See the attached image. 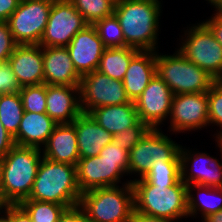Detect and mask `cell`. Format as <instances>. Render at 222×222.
I'll list each match as a JSON object with an SVG mask.
<instances>
[{
	"mask_svg": "<svg viewBox=\"0 0 222 222\" xmlns=\"http://www.w3.org/2000/svg\"><path fill=\"white\" fill-rule=\"evenodd\" d=\"M93 26L105 48L127 47L119 20L114 13L96 21Z\"/></svg>",
	"mask_w": 222,
	"mask_h": 222,
	"instance_id": "cell-30",
	"label": "cell"
},
{
	"mask_svg": "<svg viewBox=\"0 0 222 222\" xmlns=\"http://www.w3.org/2000/svg\"><path fill=\"white\" fill-rule=\"evenodd\" d=\"M21 86L15 74L7 63H0V95L4 93H16Z\"/></svg>",
	"mask_w": 222,
	"mask_h": 222,
	"instance_id": "cell-37",
	"label": "cell"
},
{
	"mask_svg": "<svg viewBox=\"0 0 222 222\" xmlns=\"http://www.w3.org/2000/svg\"><path fill=\"white\" fill-rule=\"evenodd\" d=\"M58 222H91L84 211L79 207L75 206L66 209L63 214L59 217Z\"/></svg>",
	"mask_w": 222,
	"mask_h": 222,
	"instance_id": "cell-38",
	"label": "cell"
},
{
	"mask_svg": "<svg viewBox=\"0 0 222 222\" xmlns=\"http://www.w3.org/2000/svg\"><path fill=\"white\" fill-rule=\"evenodd\" d=\"M158 51L156 75L169 86L173 95L208 92L216 81L205 70L187 60L178 49L174 54Z\"/></svg>",
	"mask_w": 222,
	"mask_h": 222,
	"instance_id": "cell-6",
	"label": "cell"
},
{
	"mask_svg": "<svg viewBox=\"0 0 222 222\" xmlns=\"http://www.w3.org/2000/svg\"><path fill=\"white\" fill-rule=\"evenodd\" d=\"M215 140L222 159V139ZM194 150L182 145L180 147L182 181L186 185L198 184L222 188V162L207 152Z\"/></svg>",
	"mask_w": 222,
	"mask_h": 222,
	"instance_id": "cell-13",
	"label": "cell"
},
{
	"mask_svg": "<svg viewBox=\"0 0 222 222\" xmlns=\"http://www.w3.org/2000/svg\"><path fill=\"white\" fill-rule=\"evenodd\" d=\"M187 191L188 217L195 218L201 214L203 220L208 215L222 210V188L190 184L187 185Z\"/></svg>",
	"mask_w": 222,
	"mask_h": 222,
	"instance_id": "cell-25",
	"label": "cell"
},
{
	"mask_svg": "<svg viewBox=\"0 0 222 222\" xmlns=\"http://www.w3.org/2000/svg\"><path fill=\"white\" fill-rule=\"evenodd\" d=\"M42 150L48 160L77 166L79 150L74 123L57 124Z\"/></svg>",
	"mask_w": 222,
	"mask_h": 222,
	"instance_id": "cell-20",
	"label": "cell"
},
{
	"mask_svg": "<svg viewBox=\"0 0 222 222\" xmlns=\"http://www.w3.org/2000/svg\"><path fill=\"white\" fill-rule=\"evenodd\" d=\"M7 64L21 87L44 83L43 51L40 45H17Z\"/></svg>",
	"mask_w": 222,
	"mask_h": 222,
	"instance_id": "cell-17",
	"label": "cell"
},
{
	"mask_svg": "<svg viewBox=\"0 0 222 222\" xmlns=\"http://www.w3.org/2000/svg\"><path fill=\"white\" fill-rule=\"evenodd\" d=\"M130 222H176V221L168 220L165 218H159L155 216H149L134 210Z\"/></svg>",
	"mask_w": 222,
	"mask_h": 222,
	"instance_id": "cell-42",
	"label": "cell"
},
{
	"mask_svg": "<svg viewBox=\"0 0 222 222\" xmlns=\"http://www.w3.org/2000/svg\"><path fill=\"white\" fill-rule=\"evenodd\" d=\"M131 184L135 211L176 222L188 218V191L182 179L171 187L154 186L143 178Z\"/></svg>",
	"mask_w": 222,
	"mask_h": 222,
	"instance_id": "cell-4",
	"label": "cell"
},
{
	"mask_svg": "<svg viewBox=\"0 0 222 222\" xmlns=\"http://www.w3.org/2000/svg\"><path fill=\"white\" fill-rule=\"evenodd\" d=\"M209 5L213 6L214 11H222V0H205Z\"/></svg>",
	"mask_w": 222,
	"mask_h": 222,
	"instance_id": "cell-46",
	"label": "cell"
},
{
	"mask_svg": "<svg viewBox=\"0 0 222 222\" xmlns=\"http://www.w3.org/2000/svg\"><path fill=\"white\" fill-rule=\"evenodd\" d=\"M53 1L20 0L7 23L17 45H39Z\"/></svg>",
	"mask_w": 222,
	"mask_h": 222,
	"instance_id": "cell-9",
	"label": "cell"
},
{
	"mask_svg": "<svg viewBox=\"0 0 222 222\" xmlns=\"http://www.w3.org/2000/svg\"><path fill=\"white\" fill-rule=\"evenodd\" d=\"M91 117L112 135L122 132L138 121L134 102L114 106H102L89 112Z\"/></svg>",
	"mask_w": 222,
	"mask_h": 222,
	"instance_id": "cell-24",
	"label": "cell"
},
{
	"mask_svg": "<svg viewBox=\"0 0 222 222\" xmlns=\"http://www.w3.org/2000/svg\"><path fill=\"white\" fill-rule=\"evenodd\" d=\"M180 147L162 129H149L129 151L128 176H137L131 181L143 178L153 162L180 161Z\"/></svg>",
	"mask_w": 222,
	"mask_h": 222,
	"instance_id": "cell-8",
	"label": "cell"
},
{
	"mask_svg": "<svg viewBox=\"0 0 222 222\" xmlns=\"http://www.w3.org/2000/svg\"><path fill=\"white\" fill-rule=\"evenodd\" d=\"M84 20L93 25L96 21L114 13L117 0H69Z\"/></svg>",
	"mask_w": 222,
	"mask_h": 222,
	"instance_id": "cell-29",
	"label": "cell"
},
{
	"mask_svg": "<svg viewBox=\"0 0 222 222\" xmlns=\"http://www.w3.org/2000/svg\"><path fill=\"white\" fill-rule=\"evenodd\" d=\"M186 28L177 49L216 81L222 80V45L214 33L203 21Z\"/></svg>",
	"mask_w": 222,
	"mask_h": 222,
	"instance_id": "cell-7",
	"label": "cell"
},
{
	"mask_svg": "<svg viewBox=\"0 0 222 222\" xmlns=\"http://www.w3.org/2000/svg\"><path fill=\"white\" fill-rule=\"evenodd\" d=\"M0 222H12V205H7L5 212L0 216Z\"/></svg>",
	"mask_w": 222,
	"mask_h": 222,
	"instance_id": "cell-45",
	"label": "cell"
},
{
	"mask_svg": "<svg viewBox=\"0 0 222 222\" xmlns=\"http://www.w3.org/2000/svg\"><path fill=\"white\" fill-rule=\"evenodd\" d=\"M24 114L19 92L0 95V122L7 132L14 137Z\"/></svg>",
	"mask_w": 222,
	"mask_h": 222,
	"instance_id": "cell-27",
	"label": "cell"
},
{
	"mask_svg": "<svg viewBox=\"0 0 222 222\" xmlns=\"http://www.w3.org/2000/svg\"><path fill=\"white\" fill-rule=\"evenodd\" d=\"M81 195L76 166L43 157L26 200L52 202L68 209L78 206Z\"/></svg>",
	"mask_w": 222,
	"mask_h": 222,
	"instance_id": "cell-3",
	"label": "cell"
},
{
	"mask_svg": "<svg viewBox=\"0 0 222 222\" xmlns=\"http://www.w3.org/2000/svg\"><path fill=\"white\" fill-rule=\"evenodd\" d=\"M151 185L171 187L181 178V161L153 162L143 177Z\"/></svg>",
	"mask_w": 222,
	"mask_h": 222,
	"instance_id": "cell-28",
	"label": "cell"
},
{
	"mask_svg": "<svg viewBox=\"0 0 222 222\" xmlns=\"http://www.w3.org/2000/svg\"><path fill=\"white\" fill-rule=\"evenodd\" d=\"M79 159L98 156L113 141V135L101 127L89 113L82 112L74 121Z\"/></svg>",
	"mask_w": 222,
	"mask_h": 222,
	"instance_id": "cell-21",
	"label": "cell"
},
{
	"mask_svg": "<svg viewBox=\"0 0 222 222\" xmlns=\"http://www.w3.org/2000/svg\"><path fill=\"white\" fill-rule=\"evenodd\" d=\"M99 156L105 160L119 161V167L128 175L129 152L122 149L113 141L100 151Z\"/></svg>",
	"mask_w": 222,
	"mask_h": 222,
	"instance_id": "cell-35",
	"label": "cell"
},
{
	"mask_svg": "<svg viewBox=\"0 0 222 222\" xmlns=\"http://www.w3.org/2000/svg\"><path fill=\"white\" fill-rule=\"evenodd\" d=\"M208 110L207 92L173 95L168 132L176 135L207 128Z\"/></svg>",
	"mask_w": 222,
	"mask_h": 222,
	"instance_id": "cell-12",
	"label": "cell"
},
{
	"mask_svg": "<svg viewBox=\"0 0 222 222\" xmlns=\"http://www.w3.org/2000/svg\"><path fill=\"white\" fill-rule=\"evenodd\" d=\"M78 206L91 222H130L134 212L131 183L82 193Z\"/></svg>",
	"mask_w": 222,
	"mask_h": 222,
	"instance_id": "cell-5",
	"label": "cell"
},
{
	"mask_svg": "<svg viewBox=\"0 0 222 222\" xmlns=\"http://www.w3.org/2000/svg\"><path fill=\"white\" fill-rule=\"evenodd\" d=\"M139 52L132 47L106 48L97 70L110 78L122 81L131 60Z\"/></svg>",
	"mask_w": 222,
	"mask_h": 222,
	"instance_id": "cell-26",
	"label": "cell"
},
{
	"mask_svg": "<svg viewBox=\"0 0 222 222\" xmlns=\"http://www.w3.org/2000/svg\"><path fill=\"white\" fill-rule=\"evenodd\" d=\"M76 169L81 193L96 188L118 186L119 183L124 185L132 182L128 178L126 182H121L128 175H125L126 173L119 167V161L105 160L99 155L79 159Z\"/></svg>",
	"mask_w": 222,
	"mask_h": 222,
	"instance_id": "cell-15",
	"label": "cell"
},
{
	"mask_svg": "<svg viewBox=\"0 0 222 222\" xmlns=\"http://www.w3.org/2000/svg\"><path fill=\"white\" fill-rule=\"evenodd\" d=\"M16 46L8 23L0 22V63H7Z\"/></svg>",
	"mask_w": 222,
	"mask_h": 222,
	"instance_id": "cell-36",
	"label": "cell"
},
{
	"mask_svg": "<svg viewBox=\"0 0 222 222\" xmlns=\"http://www.w3.org/2000/svg\"><path fill=\"white\" fill-rule=\"evenodd\" d=\"M156 75V51H140L130 62L122 80L130 101L135 102Z\"/></svg>",
	"mask_w": 222,
	"mask_h": 222,
	"instance_id": "cell-23",
	"label": "cell"
},
{
	"mask_svg": "<svg viewBox=\"0 0 222 222\" xmlns=\"http://www.w3.org/2000/svg\"><path fill=\"white\" fill-rule=\"evenodd\" d=\"M19 205L31 217L32 222H58L67 209L64 205L36 200H24Z\"/></svg>",
	"mask_w": 222,
	"mask_h": 222,
	"instance_id": "cell-31",
	"label": "cell"
},
{
	"mask_svg": "<svg viewBox=\"0 0 222 222\" xmlns=\"http://www.w3.org/2000/svg\"><path fill=\"white\" fill-rule=\"evenodd\" d=\"M202 222H222V210L208 215Z\"/></svg>",
	"mask_w": 222,
	"mask_h": 222,
	"instance_id": "cell-44",
	"label": "cell"
},
{
	"mask_svg": "<svg viewBox=\"0 0 222 222\" xmlns=\"http://www.w3.org/2000/svg\"><path fill=\"white\" fill-rule=\"evenodd\" d=\"M161 9L160 0L116 1L114 14L119 20L127 47L139 51L158 50Z\"/></svg>",
	"mask_w": 222,
	"mask_h": 222,
	"instance_id": "cell-1",
	"label": "cell"
},
{
	"mask_svg": "<svg viewBox=\"0 0 222 222\" xmlns=\"http://www.w3.org/2000/svg\"><path fill=\"white\" fill-rule=\"evenodd\" d=\"M12 222H32V219L20 205H12Z\"/></svg>",
	"mask_w": 222,
	"mask_h": 222,
	"instance_id": "cell-43",
	"label": "cell"
},
{
	"mask_svg": "<svg viewBox=\"0 0 222 222\" xmlns=\"http://www.w3.org/2000/svg\"><path fill=\"white\" fill-rule=\"evenodd\" d=\"M214 33L216 39L222 45V11H213L212 16L203 21Z\"/></svg>",
	"mask_w": 222,
	"mask_h": 222,
	"instance_id": "cell-39",
	"label": "cell"
},
{
	"mask_svg": "<svg viewBox=\"0 0 222 222\" xmlns=\"http://www.w3.org/2000/svg\"><path fill=\"white\" fill-rule=\"evenodd\" d=\"M7 205L6 203H0V216L5 212Z\"/></svg>",
	"mask_w": 222,
	"mask_h": 222,
	"instance_id": "cell-47",
	"label": "cell"
},
{
	"mask_svg": "<svg viewBox=\"0 0 222 222\" xmlns=\"http://www.w3.org/2000/svg\"><path fill=\"white\" fill-rule=\"evenodd\" d=\"M46 114L57 124L72 123L81 113L80 86L47 84Z\"/></svg>",
	"mask_w": 222,
	"mask_h": 222,
	"instance_id": "cell-18",
	"label": "cell"
},
{
	"mask_svg": "<svg viewBox=\"0 0 222 222\" xmlns=\"http://www.w3.org/2000/svg\"><path fill=\"white\" fill-rule=\"evenodd\" d=\"M20 0H0V22H7Z\"/></svg>",
	"mask_w": 222,
	"mask_h": 222,
	"instance_id": "cell-41",
	"label": "cell"
},
{
	"mask_svg": "<svg viewBox=\"0 0 222 222\" xmlns=\"http://www.w3.org/2000/svg\"><path fill=\"white\" fill-rule=\"evenodd\" d=\"M18 92L24 111L46 113L47 84L22 86Z\"/></svg>",
	"mask_w": 222,
	"mask_h": 222,
	"instance_id": "cell-32",
	"label": "cell"
},
{
	"mask_svg": "<svg viewBox=\"0 0 222 222\" xmlns=\"http://www.w3.org/2000/svg\"><path fill=\"white\" fill-rule=\"evenodd\" d=\"M15 146L13 137L0 122V158L4 157Z\"/></svg>",
	"mask_w": 222,
	"mask_h": 222,
	"instance_id": "cell-40",
	"label": "cell"
},
{
	"mask_svg": "<svg viewBox=\"0 0 222 222\" xmlns=\"http://www.w3.org/2000/svg\"><path fill=\"white\" fill-rule=\"evenodd\" d=\"M89 25L69 0L52 3L41 47H67L73 37Z\"/></svg>",
	"mask_w": 222,
	"mask_h": 222,
	"instance_id": "cell-10",
	"label": "cell"
},
{
	"mask_svg": "<svg viewBox=\"0 0 222 222\" xmlns=\"http://www.w3.org/2000/svg\"><path fill=\"white\" fill-rule=\"evenodd\" d=\"M173 93L169 86L155 75L134 102L140 121L151 129H160L168 121Z\"/></svg>",
	"mask_w": 222,
	"mask_h": 222,
	"instance_id": "cell-14",
	"label": "cell"
},
{
	"mask_svg": "<svg viewBox=\"0 0 222 222\" xmlns=\"http://www.w3.org/2000/svg\"><path fill=\"white\" fill-rule=\"evenodd\" d=\"M57 123L46 113H32L24 111L18 132L13 137L14 143L22 147L42 149Z\"/></svg>",
	"mask_w": 222,
	"mask_h": 222,
	"instance_id": "cell-22",
	"label": "cell"
},
{
	"mask_svg": "<svg viewBox=\"0 0 222 222\" xmlns=\"http://www.w3.org/2000/svg\"><path fill=\"white\" fill-rule=\"evenodd\" d=\"M43 150L15 145L0 158V198L8 205H19L29 198Z\"/></svg>",
	"mask_w": 222,
	"mask_h": 222,
	"instance_id": "cell-2",
	"label": "cell"
},
{
	"mask_svg": "<svg viewBox=\"0 0 222 222\" xmlns=\"http://www.w3.org/2000/svg\"><path fill=\"white\" fill-rule=\"evenodd\" d=\"M150 128L142 121L134 126L113 135V142L129 152Z\"/></svg>",
	"mask_w": 222,
	"mask_h": 222,
	"instance_id": "cell-34",
	"label": "cell"
},
{
	"mask_svg": "<svg viewBox=\"0 0 222 222\" xmlns=\"http://www.w3.org/2000/svg\"><path fill=\"white\" fill-rule=\"evenodd\" d=\"M209 126L219 127L214 133L215 139H222V80L215 81L207 92Z\"/></svg>",
	"mask_w": 222,
	"mask_h": 222,
	"instance_id": "cell-33",
	"label": "cell"
},
{
	"mask_svg": "<svg viewBox=\"0 0 222 222\" xmlns=\"http://www.w3.org/2000/svg\"><path fill=\"white\" fill-rule=\"evenodd\" d=\"M44 83L80 86L81 76L76 71L66 47H42Z\"/></svg>",
	"mask_w": 222,
	"mask_h": 222,
	"instance_id": "cell-19",
	"label": "cell"
},
{
	"mask_svg": "<svg viewBox=\"0 0 222 222\" xmlns=\"http://www.w3.org/2000/svg\"><path fill=\"white\" fill-rule=\"evenodd\" d=\"M66 48L81 77L98 69L100 59L106 49L96 28L90 24L79 31Z\"/></svg>",
	"mask_w": 222,
	"mask_h": 222,
	"instance_id": "cell-16",
	"label": "cell"
},
{
	"mask_svg": "<svg viewBox=\"0 0 222 222\" xmlns=\"http://www.w3.org/2000/svg\"><path fill=\"white\" fill-rule=\"evenodd\" d=\"M123 82L110 78L95 70L81 78L80 107L89 113L102 106H114L130 103Z\"/></svg>",
	"mask_w": 222,
	"mask_h": 222,
	"instance_id": "cell-11",
	"label": "cell"
}]
</instances>
